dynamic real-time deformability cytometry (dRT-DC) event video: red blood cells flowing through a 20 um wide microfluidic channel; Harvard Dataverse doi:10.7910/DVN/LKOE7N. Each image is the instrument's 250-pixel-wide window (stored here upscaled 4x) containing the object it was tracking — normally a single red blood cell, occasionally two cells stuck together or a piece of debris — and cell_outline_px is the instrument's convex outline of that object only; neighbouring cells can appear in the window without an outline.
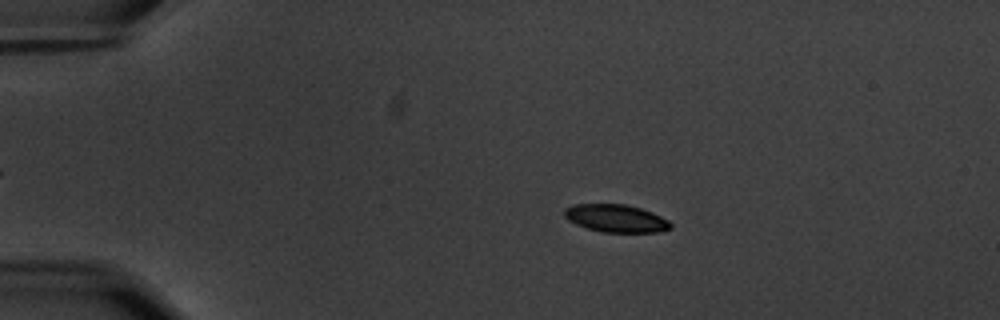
{"species": "common noctule bat (a hibernating species)", "species_latin": "Nyctalus noctula", "temperature_condition": "warm", "stored_images_in_passage": 58, "camera_frame_rate_fps": 3000, "um_per_image_px": 0.085, "animal": {"sex": "male", "body_mass_g": 20.1, "forearm_length_mm": 53.5}, "frame": {"image": 1, "passage_image": 12, "time_ms": 3.667, "image_size_px": [1000, 320], "cell_outline_px": [[672, 228], [656, 232], [604, 232], [588, 228], [576, 224], [568, 220], [564, 216], [564, 208], [572, 204], [624, 204], [640, 208], [652, 212], [668, 220], [672, 224]], "centroid_in_image_um": [52.34, 18.55], "position_along_channel_um": 32.7, "area_um2": 17.11}}
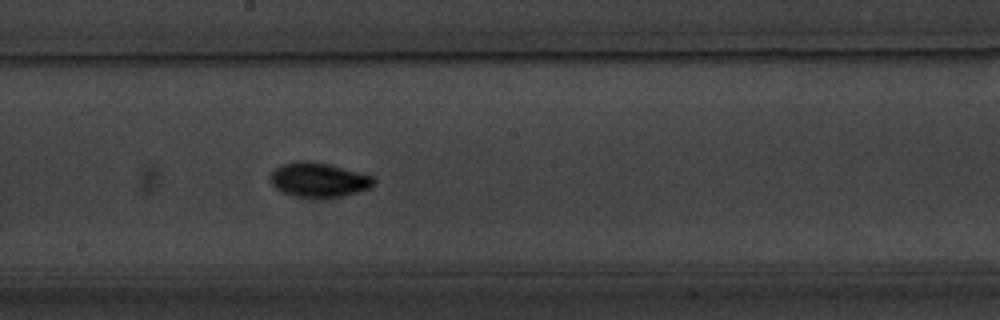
{"frame": {"image": 2, "passage_image": 33, "time_ms": 10.667, "image_size_px": [1000, 320], "cell_outline_px": [[376, 180], [368, 188], [344, 196], [292, 196], [276, 188], [272, 184], [272, 172], [276, 168], [284, 164], [296, 160], [300, 160], [328, 164], [360, 172], [372, 176]], "centroid_in_image_um": [27.09, 15.27], "position_along_channel_um": 221.1, "area_um2": 20.11}}
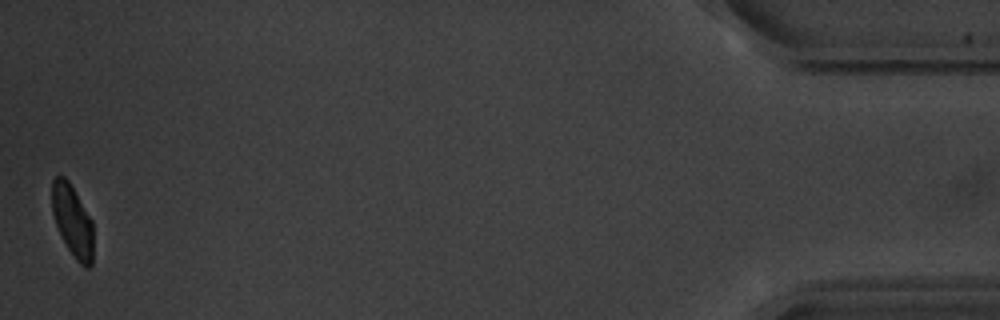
{"frame": {"image": 3, "passage_image": 58, "time_ms": 19.0, "image_size_px": [1000, 320], "cell_outline_px": [[92, 264], [88, 268], [84, 268], [76, 260], [68, 248], [56, 224], [52, 212], [52, 180], [56, 176], [64, 176], [68, 180], [92, 220]], "centroid_in_image_um": [6.16, 18.77], "position_along_channel_um": 429.0, "area_um2": 16.99}, "authors_computed_cell_mechanics": {"area_um2": 18.4382, "velocity_mm_per_s": 3.5152, "shape_relaxation_time_tau1_ms": 2.3987, "shape_relaxation_time_tau2_ms": 3.6135, "deformation_change_tau1": 0.1203, "deformation_change_tau2": 0.0663}}